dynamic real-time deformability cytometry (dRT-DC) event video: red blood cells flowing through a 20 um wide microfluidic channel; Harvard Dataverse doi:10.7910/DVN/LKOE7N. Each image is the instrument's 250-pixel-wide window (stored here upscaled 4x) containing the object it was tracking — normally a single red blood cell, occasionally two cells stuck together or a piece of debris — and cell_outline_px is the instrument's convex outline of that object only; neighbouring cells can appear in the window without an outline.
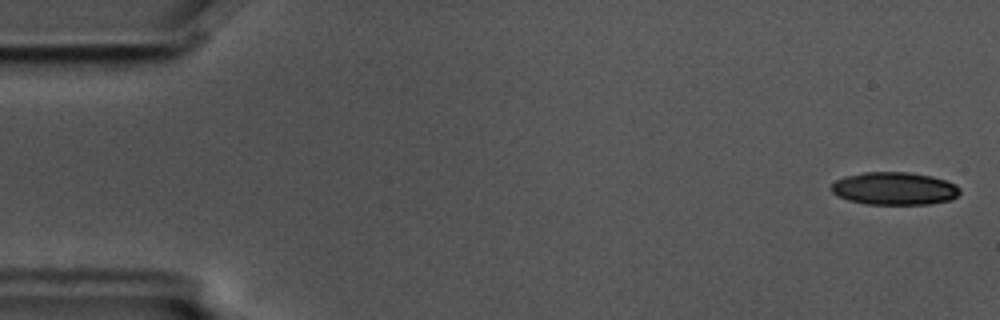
{"species": "common noctule bat (a hibernating species)", "species_latin": "Nyctalus noctula", "temperature_condition": "cold", "stored_images_in_passage": 3, "camera_frame_rate_fps": 3000, "um_per_image_px": 0.085, "animal": {"sex": "male", "body_mass_g": 17.5, "forearm_length_mm": 52.3}, "frame": {"image": 1, "passage_image": 1, "time_ms": 0.0, "image_size_px": [1000, 320], "cell_outline_px": [[960, 192], [956, 196], [948, 200], [928, 204], [864, 204], [848, 200], [836, 196], [828, 188], [836, 180], [844, 176], [864, 172], [908, 172], [932, 176], [956, 184], [960, 188]], "centroid_in_image_um": [75.97, 16.02], "position_along_channel_um": 9.0, "area_um2": 24.68}}